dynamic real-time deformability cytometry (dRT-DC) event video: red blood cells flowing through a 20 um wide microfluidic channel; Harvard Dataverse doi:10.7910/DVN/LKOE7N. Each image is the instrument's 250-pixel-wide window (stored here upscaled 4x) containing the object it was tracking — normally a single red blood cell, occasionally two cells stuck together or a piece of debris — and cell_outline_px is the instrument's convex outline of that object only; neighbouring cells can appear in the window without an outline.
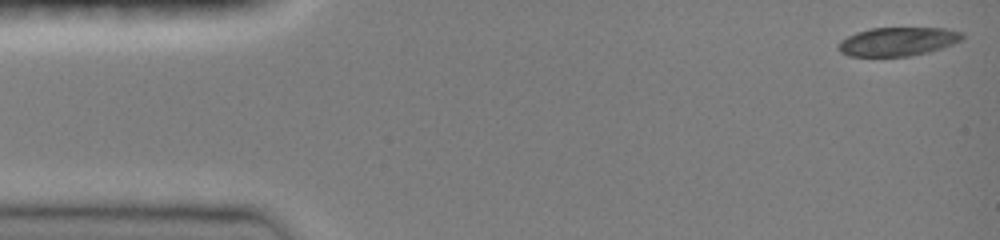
{"species": "common noctule bat (a hibernating species)", "species_latin": "Nyctalus noctula", "temperature_condition": "room temperature", "stored_images_in_passage": 41, "camera_frame_rate_fps": 3000, "um_per_image_px": 0.085, "animal": {"sex": "female", "body_mass_g": 19.0, "forearm_length_mm": 51.5}, "frame": {"image": 1, "passage_image": 1, "time_ms": 0.0, "image_size_px": [1000, 240], "cell_outline_px": [[964, 40], [928, 52], [908, 56], [848, 56], [840, 52], [836, 48], [836, 44], [840, 40], [856, 32], [872, 28], [944, 28], [964, 32]], "centroid_in_image_um": [76.29, 3.53], "position_along_channel_um": 8.7, "area_um2": 20.87}}
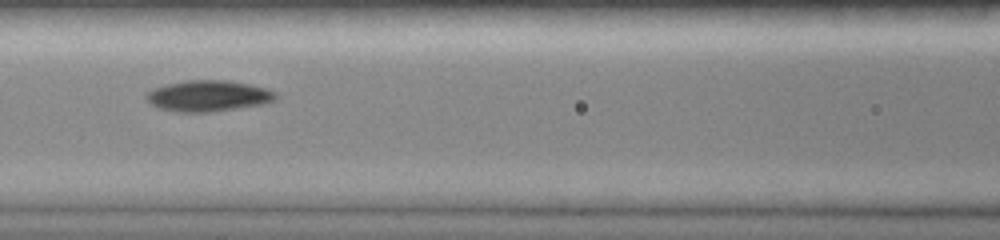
{"frame": {"image": 2, "passage_image": 25, "time_ms": 6.333, "image_size_px": [1000, 240], "cell_outline_px": [[280, 96], [276, 100], [264, 104], [212, 112], [176, 112], [160, 108], [148, 104], [144, 96], [152, 88], [184, 80], [228, 80], [252, 84], [276, 92]], "centroid_in_image_um": [17.71, 8.15], "position_along_channel_um": 148.9, "area_um2": 23.81}}
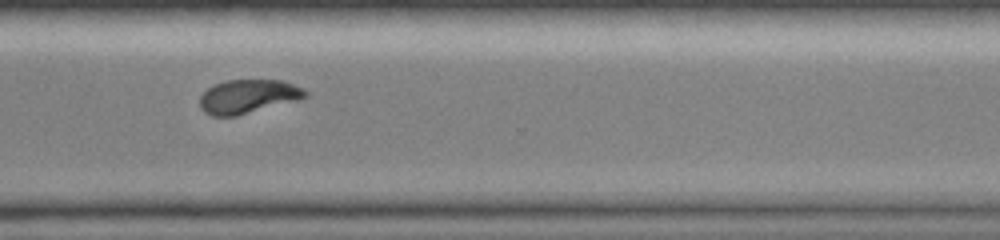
{"frame": {"image": 3, "passage_image": 40, "time_ms": 11.333, "image_size_px": [1000, 240], "cell_outline_px": [[308, 96], [300, 100], [236, 116], [212, 116], [204, 112], [200, 108], [200, 96], [208, 88], [224, 80], [284, 80], [304, 88], [308, 92]], "centroid_in_image_um": [21.12, 8.2], "position_along_channel_um": 349.5, "area_um2": 21.04}}